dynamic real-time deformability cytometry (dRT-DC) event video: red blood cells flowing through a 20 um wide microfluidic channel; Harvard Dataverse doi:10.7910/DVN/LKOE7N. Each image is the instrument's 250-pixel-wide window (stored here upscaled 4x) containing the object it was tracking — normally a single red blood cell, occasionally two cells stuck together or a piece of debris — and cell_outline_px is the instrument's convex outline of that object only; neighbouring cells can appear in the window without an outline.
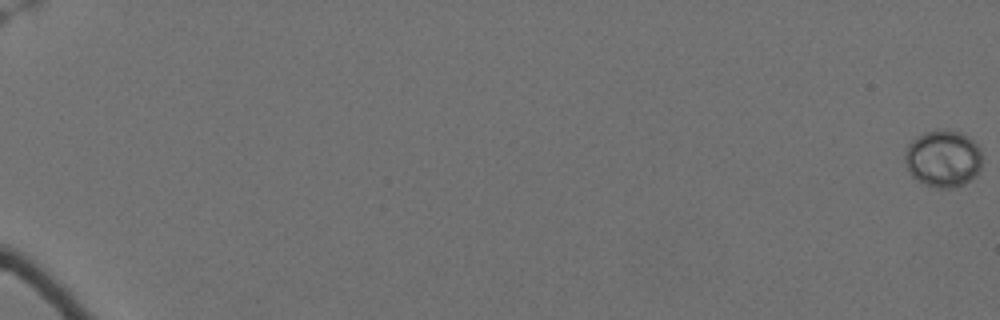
{"species": "Egyptian fruit bat (a non-hibernating species)", "species_latin": "Rousettus aegyptiacus", "temperature_condition": "cold", "stored_images_in_passage": 63, "camera_frame_rate_fps": 3000, "um_per_image_px": 0.085, "animal": {"sex": "female"}, "frame": {"image": 1, "passage_image": 1, "time_ms": 0.0, "image_size_px": [1000, 320], "cell_outline_px": [[980, 168], [976, 176], [964, 184], [952, 188], [936, 188], [924, 184], [912, 176], [908, 172], [904, 160], [904, 156], [908, 144], [916, 136], [924, 132], [944, 128], [960, 132], [968, 136], [980, 148]], "centroid_in_image_um": [80.14, 13.47], "position_along_channel_um": 4.9, "area_um2": 25.95}}
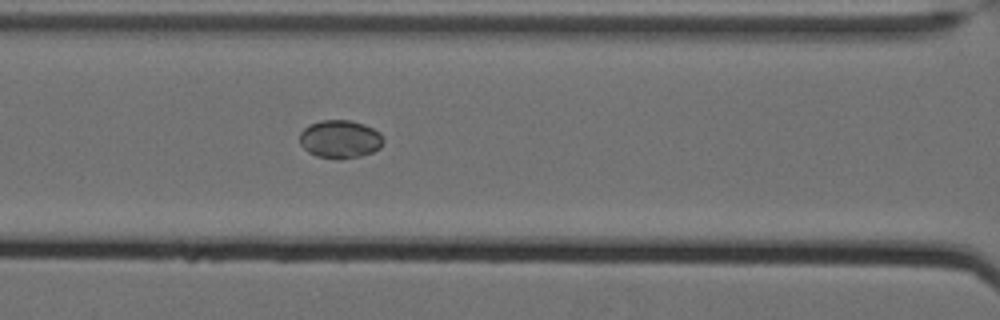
{"frame": {"image": 2, "passage_image": 32, "time_ms": 10.333, "image_size_px": [1000, 320], "cell_outline_px": [[384, 140], [380, 148], [372, 152], [360, 156], [340, 160], [336, 160], [316, 156], [308, 152], [300, 144], [300, 132], [308, 124], [320, 120], [348, 120], [364, 124], [380, 132]], "centroid_in_image_um": [28.89, 11.84], "position_along_channel_um": 137.7, "area_um2": 18.84}}
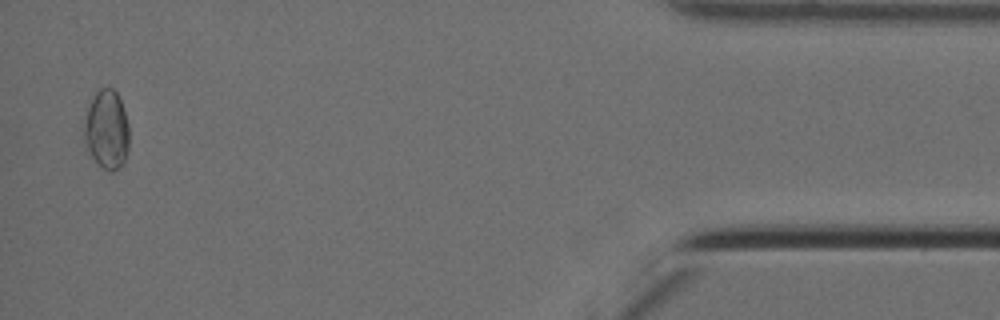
{"frame": {"image": 3, "passage_image": 62, "time_ms": 20.333, "image_size_px": [1000, 320], "cell_outline_px": [[128, 152], [120, 168], [112, 172], [104, 168], [88, 152], [84, 144], [84, 120], [92, 96], [100, 88], [112, 88], [116, 92], [120, 100], [128, 124]], "centroid_in_image_um": [9.05, 11.02], "position_along_channel_um": 426.1, "area_um2": 20.63}}